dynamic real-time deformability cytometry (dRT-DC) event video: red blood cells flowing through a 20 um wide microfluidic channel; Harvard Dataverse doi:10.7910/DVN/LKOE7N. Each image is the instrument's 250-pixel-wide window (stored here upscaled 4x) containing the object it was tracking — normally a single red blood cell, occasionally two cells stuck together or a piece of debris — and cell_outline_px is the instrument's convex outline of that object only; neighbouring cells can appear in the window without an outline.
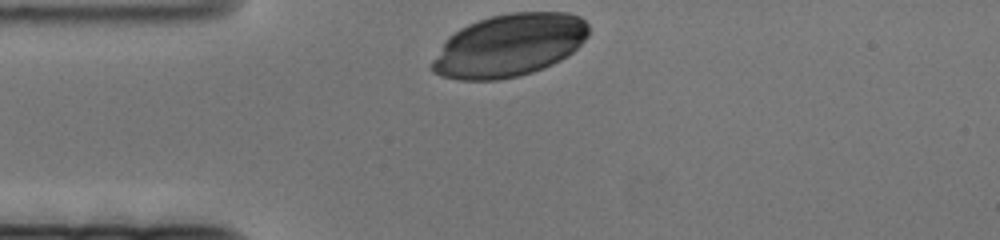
{"species": "human", "species_latin": "Homo sapiens", "temperature_condition": "cold", "stored_images_in_passage": 46, "camera_frame_rate_fps": 3000, "um_per_image_px": 0.085, "donor": {"sex": "female"}, "frame": {"image": 1, "passage_image": 1, "time_ms": 0.0, "image_size_px": [1000, 240], "cell_outline_px": [[588, 36], [568, 56], [552, 64], [532, 72], [516, 76], [496, 80], [460, 80], [440, 76], [432, 72], [432, 60], [444, 40], [448, 36], [460, 28], [468, 24], [492, 16], [512, 12], [568, 12], [580, 16], [588, 24]], "centroid_in_image_um": [43.27, 3.85], "position_along_channel_um": 41.7, "area_um2": 57.16}}